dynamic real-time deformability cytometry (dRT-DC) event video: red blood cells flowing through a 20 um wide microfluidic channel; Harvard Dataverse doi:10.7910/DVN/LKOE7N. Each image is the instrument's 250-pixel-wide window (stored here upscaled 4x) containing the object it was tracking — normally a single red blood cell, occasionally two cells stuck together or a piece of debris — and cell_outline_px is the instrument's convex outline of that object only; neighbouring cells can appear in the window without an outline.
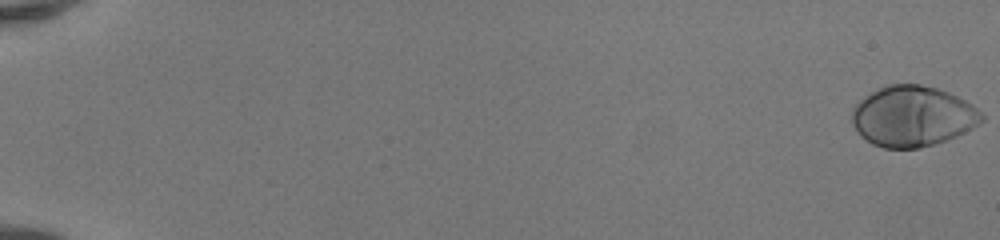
{"species": "human", "species_latin": "Homo sapiens", "temperature_condition": "room temperature", "stored_images_in_passage": 51, "camera_frame_rate_fps": 3000, "um_per_image_px": 0.085, "donor": {"sex": "female"}, "frame": {"image": 1, "passage_image": 1, "time_ms": 0.0, "image_size_px": [1000, 240], "cell_outline_px": [[984, 120], [980, 124], [956, 136], [920, 148], [884, 148], [872, 144], [860, 136], [852, 124], [852, 108], [864, 96], [888, 84], [920, 84], [936, 88], [948, 92], [972, 104], [984, 116]], "centroid_in_image_um": [77.55, 9.88], "position_along_channel_um": 7.4, "area_um2": 45.66}}
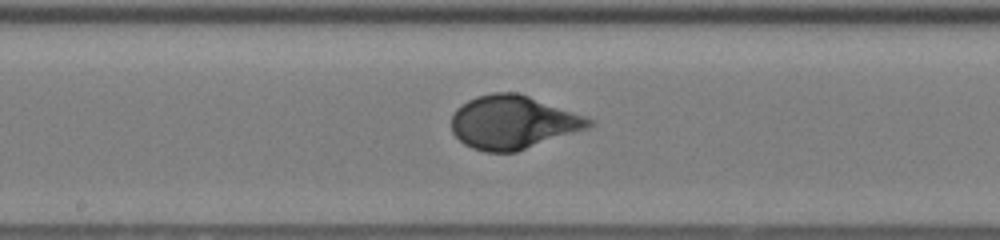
{"frame": {"image": 2, "passage_image": 30, "time_ms": 9.667, "image_size_px": [1000, 240], "cell_outline_px": [[596, 124], [588, 128], [516, 152], [484, 152], [472, 148], [464, 144], [452, 132], [452, 112], [460, 104], [476, 96], [492, 92], [516, 92], [528, 96], [596, 120]], "centroid_in_image_um": [43.58, 10.39], "position_along_channel_um": 204.6, "area_um2": 42.83}}
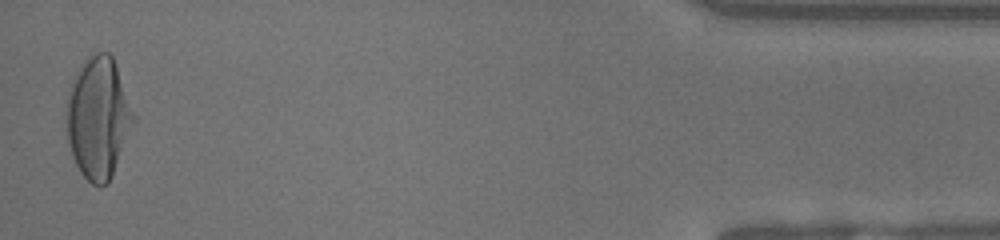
{"frame": {"image": 3, "passage_image": 51, "time_ms": 16.667, "image_size_px": [1000, 240], "cell_outline_px": [[136, 120], [112, 176], [108, 184], [100, 188], [92, 184], [80, 172], [72, 156], [68, 140], [68, 88], [80, 64], [88, 56], [96, 52], [108, 52], [112, 56], [116, 64], [136, 116]], "centroid_in_image_um": [8.38, 10.01], "position_along_channel_um": 426.8, "area_um2": 47.57}, "authors_computed_cell_mechanics": {"area_um2": 42.483, "velocity_mm_per_s": 4.1815, "shape_relaxation_time_tau1_ms": 3.3253, "shape_relaxation_time_tau2_ms": null, "deformation_change_tau1": 0.2191, "deformation_change_tau2": null}}